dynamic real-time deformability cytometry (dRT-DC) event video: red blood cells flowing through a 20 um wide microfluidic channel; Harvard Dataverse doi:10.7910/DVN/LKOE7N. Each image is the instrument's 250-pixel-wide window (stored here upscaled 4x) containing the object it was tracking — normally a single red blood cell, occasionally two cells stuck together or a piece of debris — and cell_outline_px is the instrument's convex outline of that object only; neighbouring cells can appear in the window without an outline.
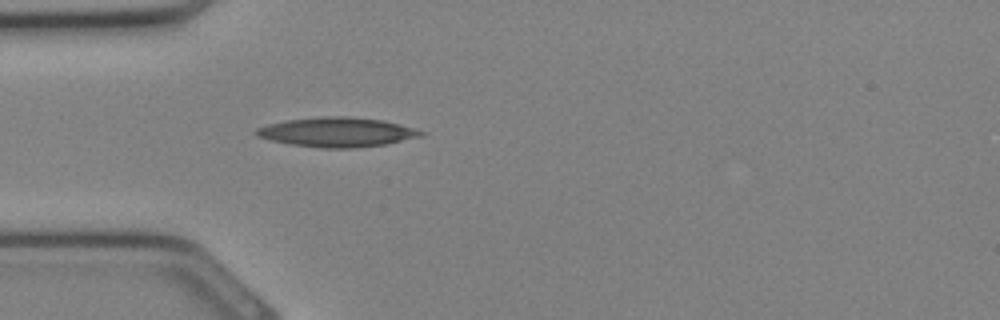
{"species": "Egyptian fruit bat (a non-hibernating species)", "species_latin": "Rousettus aegyptiacus", "temperature_condition": "cold", "stored_images_in_passage": 23, "camera_frame_rate_fps": 3000, "um_per_image_px": 0.085, "animal": {"sex": "female"}, "frame": {"image": 1, "passage_image": 1, "time_ms": 0.0, "image_size_px": [1000, 320], "cell_outline_px": [[424, 136], [388, 144], [356, 148], [324, 148], [292, 144], [272, 140], [256, 136], [252, 132], [256, 128], [268, 124], [284, 120], [320, 116], [348, 116], [384, 120], [416, 128], [424, 132]], "centroid_in_image_um": [28.68, 11.22], "position_along_channel_um": 56.3, "area_um2": 28.67}}
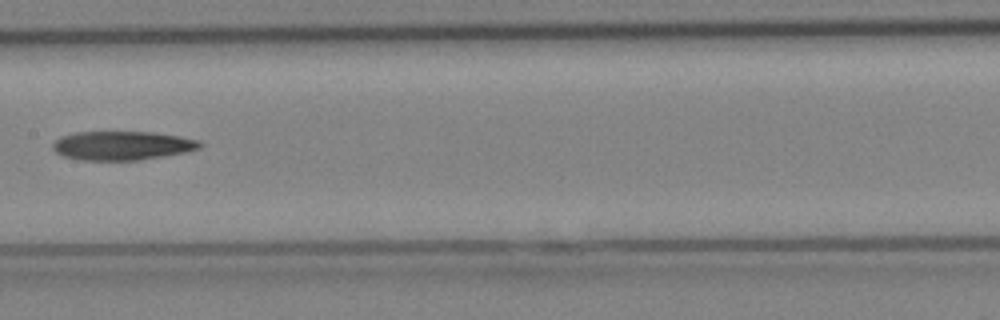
{"frame": {"image": 2, "passage_image": 8, "time_ms": 2.333, "image_size_px": [1000, 320], "cell_outline_px": [[204, 144], [200, 148], [184, 152], [140, 160], [80, 160], [64, 156], [56, 152], [52, 148], [52, 144], [60, 136], [76, 132], [152, 132], [180, 136], [200, 140]], "centroid_in_image_um": [10.39, 12.37], "position_along_channel_um": 197.0, "area_um2": 24.8}}
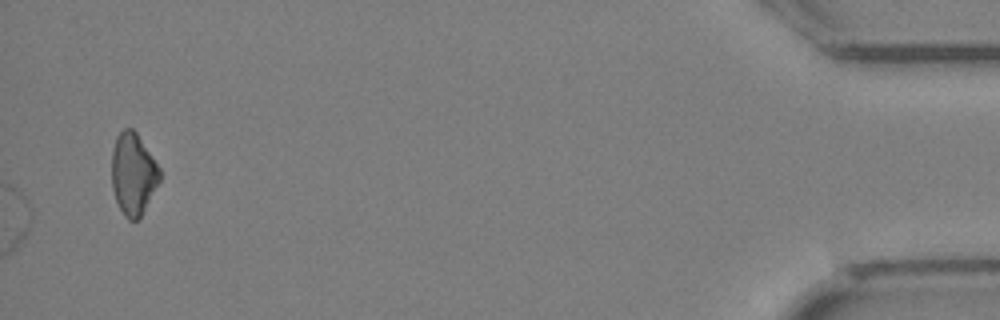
{"frame": {"image": 3, "passage_image": 23, "time_ms": 7.333, "image_size_px": [1000, 320], "cell_outline_px": [[160, 180], [140, 216], [136, 220], [128, 220], [124, 216], [116, 200], [112, 188], [112, 148], [116, 136], [124, 128], [132, 128], [136, 132], [160, 168]], "centroid_in_image_um": [11.3, 14.76], "position_along_channel_um": 423.9, "area_um2": 22.66}}